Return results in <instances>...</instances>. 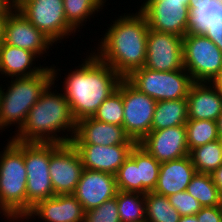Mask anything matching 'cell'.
<instances>
[{
  "mask_svg": "<svg viewBox=\"0 0 222 222\" xmlns=\"http://www.w3.org/2000/svg\"><path fill=\"white\" fill-rule=\"evenodd\" d=\"M161 163L138 143L116 173L118 190L146 194L153 192L159 177Z\"/></svg>",
  "mask_w": 222,
  "mask_h": 222,
  "instance_id": "obj_9",
  "label": "cell"
},
{
  "mask_svg": "<svg viewBox=\"0 0 222 222\" xmlns=\"http://www.w3.org/2000/svg\"><path fill=\"white\" fill-rule=\"evenodd\" d=\"M112 22L93 53L122 78H127L145 64L148 23L139 10L132 14L124 13Z\"/></svg>",
  "mask_w": 222,
  "mask_h": 222,
  "instance_id": "obj_1",
  "label": "cell"
},
{
  "mask_svg": "<svg viewBox=\"0 0 222 222\" xmlns=\"http://www.w3.org/2000/svg\"><path fill=\"white\" fill-rule=\"evenodd\" d=\"M167 198L181 216L195 215L203 207L187 190L172 194Z\"/></svg>",
  "mask_w": 222,
  "mask_h": 222,
  "instance_id": "obj_34",
  "label": "cell"
},
{
  "mask_svg": "<svg viewBox=\"0 0 222 222\" xmlns=\"http://www.w3.org/2000/svg\"><path fill=\"white\" fill-rule=\"evenodd\" d=\"M27 172L26 215L39 201L54 196L50 165V143L24 142Z\"/></svg>",
  "mask_w": 222,
  "mask_h": 222,
  "instance_id": "obj_8",
  "label": "cell"
},
{
  "mask_svg": "<svg viewBox=\"0 0 222 222\" xmlns=\"http://www.w3.org/2000/svg\"><path fill=\"white\" fill-rule=\"evenodd\" d=\"M183 37L148 30L144 67L153 71L184 70Z\"/></svg>",
  "mask_w": 222,
  "mask_h": 222,
  "instance_id": "obj_13",
  "label": "cell"
},
{
  "mask_svg": "<svg viewBox=\"0 0 222 222\" xmlns=\"http://www.w3.org/2000/svg\"><path fill=\"white\" fill-rule=\"evenodd\" d=\"M146 222H179L181 215L166 196L148 192L144 195Z\"/></svg>",
  "mask_w": 222,
  "mask_h": 222,
  "instance_id": "obj_29",
  "label": "cell"
},
{
  "mask_svg": "<svg viewBox=\"0 0 222 222\" xmlns=\"http://www.w3.org/2000/svg\"><path fill=\"white\" fill-rule=\"evenodd\" d=\"M16 4L20 1V0H13Z\"/></svg>",
  "mask_w": 222,
  "mask_h": 222,
  "instance_id": "obj_45",
  "label": "cell"
},
{
  "mask_svg": "<svg viewBox=\"0 0 222 222\" xmlns=\"http://www.w3.org/2000/svg\"><path fill=\"white\" fill-rule=\"evenodd\" d=\"M213 182L216 187L219 189L220 194L222 195V165L216 169L212 174Z\"/></svg>",
  "mask_w": 222,
  "mask_h": 222,
  "instance_id": "obj_38",
  "label": "cell"
},
{
  "mask_svg": "<svg viewBox=\"0 0 222 222\" xmlns=\"http://www.w3.org/2000/svg\"><path fill=\"white\" fill-rule=\"evenodd\" d=\"M204 35L214 42L222 51V21L213 26H209Z\"/></svg>",
  "mask_w": 222,
  "mask_h": 222,
  "instance_id": "obj_36",
  "label": "cell"
},
{
  "mask_svg": "<svg viewBox=\"0 0 222 222\" xmlns=\"http://www.w3.org/2000/svg\"><path fill=\"white\" fill-rule=\"evenodd\" d=\"M26 171L24 142L10 138L0 153V214L9 221L26 217Z\"/></svg>",
  "mask_w": 222,
  "mask_h": 222,
  "instance_id": "obj_4",
  "label": "cell"
},
{
  "mask_svg": "<svg viewBox=\"0 0 222 222\" xmlns=\"http://www.w3.org/2000/svg\"><path fill=\"white\" fill-rule=\"evenodd\" d=\"M144 1H174V2H184V4L188 7L189 0H144Z\"/></svg>",
  "mask_w": 222,
  "mask_h": 222,
  "instance_id": "obj_43",
  "label": "cell"
},
{
  "mask_svg": "<svg viewBox=\"0 0 222 222\" xmlns=\"http://www.w3.org/2000/svg\"><path fill=\"white\" fill-rule=\"evenodd\" d=\"M188 120L216 121L222 113V94L209 82H194L187 96Z\"/></svg>",
  "mask_w": 222,
  "mask_h": 222,
  "instance_id": "obj_21",
  "label": "cell"
},
{
  "mask_svg": "<svg viewBox=\"0 0 222 222\" xmlns=\"http://www.w3.org/2000/svg\"><path fill=\"white\" fill-rule=\"evenodd\" d=\"M220 208L222 210V195H221V200H220Z\"/></svg>",
  "mask_w": 222,
  "mask_h": 222,
  "instance_id": "obj_44",
  "label": "cell"
},
{
  "mask_svg": "<svg viewBox=\"0 0 222 222\" xmlns=\"http://www.w3.org/2000/svg\"><path fill=\"white\" fill-rule=\"evenodd\" d=\"M10 81L9 85L6 84L8 86L6 91L2 89L4 86L0 85V132L11 125H17L16 131L22 128L28 112L46 87L54 81V77L52 68L47 66L39 74L11 78Z\"/></svg>",
  "mask_w": 222,
  "mask_h": 222,
  "instance_id": "obj_5",
  "label": "cell"
},
{
  "mask_svg": "<svg viewBox=\"0 0 222 222\" xmlns=\"http://www.w3.org/2000/svg\"><path fill=\"white\" fill-rule=\"evenodd\" d=\"M185 125L150 131L138 144L158 162L176 160L189 155Z\"/></svg>",
  "mask_w": 222,
  "mask_h": 222,
  "instance_id": "obj_15",
  "label": "cell"
},
{
  "mask_svg": "<svg viewBox=\"0 0 222 222\" xmlns=\"http://www.w3.org/2000/svg\"><path fill=\"white\" fill-rule=\"evenodd\" d=\"M149 29L184 37L187 34L189 8L184 2L144 1L139 8Z\"/></svg>",
  "mask_w": 222,
  "mask_h": 222,
  "instance_id": "obj_14",
  "label": "cell"
},
{
  "mask_svg": "<svg viewBox=\"0 0 222 222\" xmlns=\"http://www.w3.org/2000/svg\"><path fill=\"white\" fill-rule=\"evenodd\" d=\"M10 14L11 13H0V45L4 42L5 26Z\"/></svg>",
  "mask_w": 222,
  "mask_h": 222,
  "instance_id": "obj_39",
  "label": "cell"
},
{
  "mask_svg": "<svg viewBox=\"0 0 222 222\" xmlns=\"http://www.w3.org/2000/svg\"><path fill=\"white\" fill-rule=\"evenodd\" d=\"M157 101L140 92L123 78V128L125 133L139 143L150 131Z\"/></svg>",
  "mask_w": 222,
  "mask_h": 222,
  "instance_id": "obj_12",
  "label": "cell"
},
{
  "mask_svg": "<svg viewBox=\"0 0 222 222\" xmlns=\"http://www.w3.org/2000/svg\"><path fill=\"white\" fill-rule=\"evenodd\" d=\"M84 222H120L116 197L85 212Z\"/></svg>",
  "mask_w": 222,
  "mask_h": 222,
  "instance_id": "obj_33",
  "label": "cell"
},
{
  "mask_svg": "<svg viewBox=\"0 0 222 222\" xmlns=\"http://www.w3.org/2000/svg\"><path fill=\"white\" fill-rule=\"evenodd\" d=\"M84 170L73 144L50 143L49 174L54 195L73 194Z\"/></svg>",
  "mask_w": 222,
  "mask_h": 222,
  "instance_id": "obj_11",
  "label": "cell"
},
{
  "mask_svg": "<svg viewBox=\"0 0 222 222\" xmlns=\"http://www.w3.org/2000/svg\"><path fill=\"white\" fill-rule=\"evenodd\" d=\"M187 192L203 206H220L221 194L211 174L198 173L192 177Z\"/></svg>",
  "mask_w": 222,
  "mask_h": 222,
  "instance_id": "obj_30",
  "label": "cell"
},
{
  "mask_svg": "<svg viewBox=\"0 0 222 222\" xmlns=\"http://www.w3.org/2000/svg\"><path fill=\"white\" fill-rule=\"evenodd\" d=\"M117 192L115 175L84 168L73 195L87 212L114 198Z\"/></svg>",
  "mask_w": 222,
  "mask_h": 222,
  "instance_id": "obj_16",
  "label": "cell"
},
{
  "mask_svg": "<svg viewBox=\"0 0 222 222\" xmlns=\"http://www.w3.org/2000/svg\"><path fill=\"white\" fill-rule=\"evenodd\" d=\"M16 9L54 44L76 33L66 20L63 0H20Z\"/></svg>",
  "mask_w": 222,
  "mask_h": 222,
  "instance_id": "obj_10",
  "label": "cell"
},
{
  "mask_svg": "<svg viewBox=\"0 0 222 222\" xmlns=\"http://www.w3.org/2000/svg\"><path fill=\"white\" fill-rule=\"evenodd\" d=\"M72 144H94L100 146L135 145L122 126L104 123L92 117L77 121Z\"/></svg>",
  "mask_w": 222,
  "mask_h": 222,
  "instance_id": "obj_19",
  "label": "cell"
},
{
  "mask_svg": "<svg viewBox=\"0 0 222 222\" xmlns=\"http://www.w3.org/2000/svg\"><path fill=\"white\" fill-rule=\"evenodd\" d=\"M16 9L13 0H0V13H12Z\"/></svg>",
  "mask_w": 222,
  "mask_h": 222,
  "instance_id": "obj_37",
  "label": "cell"
},
{
  "mask_svg": "<svg viewBox=\"0 0 222 222\" xmlns=\"http://www.w3.org/2000/svg\"><path fill=\"white\" fill-rule=\"evenodd\" d=\"M198 222H222L220 206H206L196 214Z\"/></svg>",
  "mask_w": 222,
  "mask_h": 222,
  "instance_id": "obj_35",
  "label": "cell"
},
{
  "mask_svg": "<svg viewBox=\"0 0 222 222\" xmlns=\"http://www.w3.org/2000/svg\"><path fill=\"white\" fill-rule=\"evenodd\" d=\"M92 118L100 122L123 126V79L117 90L100 104Z\"/></svg>",
  "mask_w": 222,
  "mask_h": 222,
  "instance_id": "obj_31",
  "label": "cell"
},
{
  "mask_svg": "<svg viewBox=\"0 0 222 222\" xmlns=\"http://www.w3.org/2000/svg\"><path fill=\"white\" fill-rule=\"evenodd\" d=\"M196 172L189 155L162 162L158 182L153 192L168 197L185 191Z\"/></svg>",
  "mask_w": 222,
  "mask_h": 222,
  "instance_id": "obj_22",
  "label": "cell"
},
{
  "mask_svg": "<svg viewBox=\"0 0 222 222\" xmlns=\"http://www.w3.org/2000/svg\"><path fill=\"white\" fill-rule=\"evenodd\" d=\"M187 33L203 34L209 26L222 21V2L217 0H189Z\"/></svg>",
  "mask_w": 222,
  "mask_h": 222,
  "instance_id": "obj_24",
  "label": "cell"
},
{
  "mask_svg": "<svg viewBox=\"0 0 222 222\" xmlns=\"http://www.w3.org/2000/svg\"><path fill=\"white\" fill-rule=\"evenodd\" d=\"M179 222H198V219L195 215H187V216H181Z\"/></svg>",
  "mask_w": 222,
  "mask_h": 222,
  "instance_id": "obj_42",
  "label": "cell"
},
{
  "mask_svg": "<svg viewBox=\"0 0 222 222\" xmlns=\"http://www.w3.org/2000/svg\"><path fill=\"white\" fill-rule=\"evenodd\" d=\"M187 121V98L158 101L152 119L151 131L185 125Z\"/></svg>",
  "mask_w": 222,
  "mask_h": 222,
  "instance_id": "obj_25",
  "label": "cell"
},
{
  "mask_svg": "<svg viewBox=\"0 0 222 222\" xmlns=\"http://www.w3.org/2000/svg\"><path fill=\"white\" fill-rule=\"evenodd\" d=\"M107 0H63L65 17L68 24L77 31L80 26L90 21V16L100 12Z\"/></svg>",
  "mask_w": 222,
  "mask_h": 222,
  "instance_id": "obj_27",
  "label": "cell"
},
{
  "mask_svg": "<svg viewBox=\"0 0 222 222\" xmlns=\"http://www.w3.org/2000/svg\"><path fill=\"white\" fill-rule=\"evenodd\" d=\"M115 197L120 222H146L144 194L118 190Z\"/></svg>",
  "mask_w": 222,
  "mask_h": 222,
  "instance_id": "obj_28",
  "label": "cell"
},
{
  "mask_svg": "<svg viewBox=\"0 0 222 222\" xmlns=\"http://www.w3.org/2000/svg\"><path fill=\"white\" fill-rule=\"evenodd\" d=\"M73 146L81 156L85 169L116 175L135 145L73 144Z\"/></svg>",
  "mask_w": 222,
  "mask_h": 222,
  "instance_id": "obj_20",
  "label": "cell"
},
{
  "mask_svg": "<svg viewBox=\"0 0 222 222\" xmlns=\"http://www.w3.org/2000/svg\"><path fill=\"white\" fill-rule=\"evenodd\" d=\"M37 58V59H36ZM38 56L26 49L12 45H0V73L5 77H30L41 73L47 66H33ZM32 67V68H31Z\"/></svg>",
  "mask_w": 222,
  "mask_h": 222,
  "instance_id": "obj_23",
  "label": "cell"
},
{
  "mask_svg": "<svg viewBox=\"0 0 222 222\" xmlns=\"http://www.w3.org/2000/svg\"><path fill=\"white\" fill-rule=\"evenodd\" d=\"M222 94V69L220 70L216 79L212 82Z\"/></svg>",
  "mask_w": 222,
  "mask_h": 222,
  "instance_id": "obj_40",
  "label": "cell"
},
{
  "mask_svg": "<svg viewBox=\"0 0 222 222\" xmlns=\"http://www.w3.org/2000/svg\"><path fill=\"white\" fill-rule=\"evenodd\" d=\"M216 122H217L218 137L222 141V113L218 116Z\"/></svg>",
  "mask_w": 222,
  "mask_h": 222,
  "instance_id": "obj_41",
  "label": "cell"
},
{
  "mask_svg": "<svg viewBox=\"0 0 222 222\" xmlns=\"http://www.w3.org/2000/svg\"><path fill=\"white\" fill-rule=\"evenodd\" d=\"M41 218L43 222H84L85 211L81 203L73 194L54 195L51 198L39 201L26 217L17 219Z\"/></svg>",
  "mask_w": 222,
  "mask_h": 222,
  "instance_id": "obj_18",
  "label": "cell"
},
{
  "mask_svg": "<svg viewBox=\"0 0 222 222\" xmlns=\"http://www.w3.org/2000/svg\"><path fill=\"white\" fill-rule=\"evenodd\" d=\"M189 156L198 173L212 174L222 165L221 140L195 147L189 151Z\"/></svg>",
  "mask_w": 222,
  "mask_h": 222,
  "instance_id": "obj_26",
  "label": "cell"
},
{
  "mask_svg": "<svg viewBox=\"0 0 222 222\" xmlns=\"http://www.w3.org/2000/svg\"><path fill=\"white\" fill-rule=\"evenodd\" d=\"M183 66L194 82L212 83L222 69V51L203 34L183 37Z\"/></svg>",
  "mask_w": 222,
  "mask_h": 222,
  "instance_id": "obj_7",
  "label": "cell"
},
{
  "mask_svg": "<svg viewBox=\"0 0 222 222\" xmlns=\"http://www.w3.org/2000/svg\"><path fill=\"white\" fill-rule=\"evenodd\" d=\"M51 68L54 81L46 87L39 100L30 109L22 128L17 132L14 131L16 134L9 138L18 142L57 144L72 141L77 122L72 115L69 102L64 93L62 94L63 91H60L61 93L56 92V89L53 92L51 91L56 87L54 82L58 78V71H60L59 68L56 69L55 65L53 67L51 65Z\"/></svg>",
  "mask_w": 222,
  "mask_h": 222,
  "instance_id": "obj_2",
  "label": "cell"
},
{
  "mask_svg": "<svg viewBox=\"0 0 222 222\" xmlns=\"http://www.w3.org/2000/svg\"><path fill=\"white\" fill-rule=\"evenodd\" d=\"M76 68L64 78L62 90L77 122L93 117L100 104L117 90L123 78L93 52Z\"/></svg>",
  "mask_w": 222,
  "mask_h": 222,
  "instance_id": "obj_3",
  "label": "cell"
},
{
  "mask_svg": "<svg viewBox=\"0 0 222 222\" xmlns=\"http://www.w3.org/2000/svg\"><path fill=\"white\" fill-rule=\"evenodd\" d=\"M4 43L29 50L38 57L47 53L54 44L17 9L7 19Z\"/></svg>",
  "mask_w": 222,
  "mask_h": 222,
  "instance_id": "obj_17",
  "label": "cell"
},
{
  "mask_svg": "<svg viewBox=\"0 0 222 222\" xmlns=\"http://www.w3.org/2000/svg\"><path fill=\"white\" fill-rule=\"evenodd\" d=\"M126 79L157 102L187 98L194 83L185 69L153 71L144 66L134 70Z\"/></svg>",
  "mask_w": 222,
  "mask_h": 222,
  "instance_id": "obj_6",
  "label": "cell"
},
{
  "mask_svg": "<svg viewBox=\"0 0 222 222\" xmlns=\"http://www.w3.org/2000/svg\"><path fill=\"white\" fill-rule=\"evenodd\" d=\"M189 151L195 147L218 140L217 122L213 120H188L185 124Z\"/></svg>",
  "mask_w": 222,
  "mask_h": 222,
  "instance_id": "obj_32",
  "label": "cell"
}]
</instances>
